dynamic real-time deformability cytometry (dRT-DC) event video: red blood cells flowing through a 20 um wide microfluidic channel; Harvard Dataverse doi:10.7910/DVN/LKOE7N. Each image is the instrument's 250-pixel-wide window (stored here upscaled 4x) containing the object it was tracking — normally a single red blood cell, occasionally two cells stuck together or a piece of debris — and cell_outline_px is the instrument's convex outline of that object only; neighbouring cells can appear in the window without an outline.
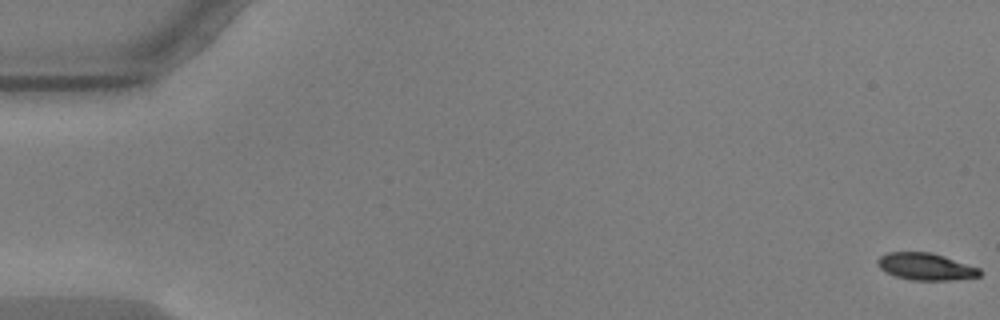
{"species": "common noctule bat (a hibernating species)", "species_latin": "Nyctalus noctula", "temperature_condition": "warm", "stored_images_in_passage": 5, "camera_frame_rate_fps": 3000, "um_per_image_px": 0.085, "animal": {"sex": "male", "body_mass_g": 17.9, "forearm_length_mm": 54.2}, "frame": {"image": 1, "passage_image": 1, "time_ms": 0.0, "image_size_px": [1000, 320], "cell_outline_px": [[980, 276], [952, 280], [912, 280], [896, 276], [884, 272], [876, 264], [876, 260], [880, 256], [888, 252], [932, 252], [980, 268]], "centroid_in_image_um": [78.65, 22.65], "position_along_channel_um": 6.3, "area_um2": 16.13}}